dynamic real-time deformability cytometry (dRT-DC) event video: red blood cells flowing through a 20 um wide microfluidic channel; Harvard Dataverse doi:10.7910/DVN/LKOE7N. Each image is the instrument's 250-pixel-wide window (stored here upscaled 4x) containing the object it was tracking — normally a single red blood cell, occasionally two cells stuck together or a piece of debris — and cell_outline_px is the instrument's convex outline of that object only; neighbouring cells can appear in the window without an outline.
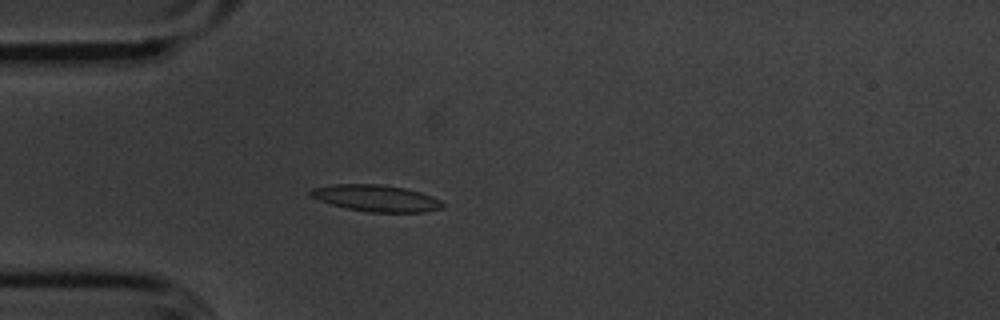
{"species": "common noctule bat (a hibernating species)", "species_latin": "Nyctalus noctula", "temperature_condition": "cold", "stored_images_in_passage": 44, "camera_frame_rate_fps": 3000, "um_per_image_px": 0.085, "animal": {"sex": "male", "body_mass_g": 20.1, "forearm_length_mm": 53.5}, "frame": {"image": 1, "passage_image": 4, "time_ms": 1.0, "image_size_px": [1000, 320], "cell_outline_px": [[444, 208], [428, 212], [368, 212], [348, 208], [332, 204], [308, 196], [308, 192], [312, 188], [336, 184], [380, 184], [404, 188], [420, 192], [432, 196], [440, 200], [444, 204]], "centroid_in_image_um": [31.99, 16.85], "position_along_channel_um": 53.0, "area_um2": 20.46}}
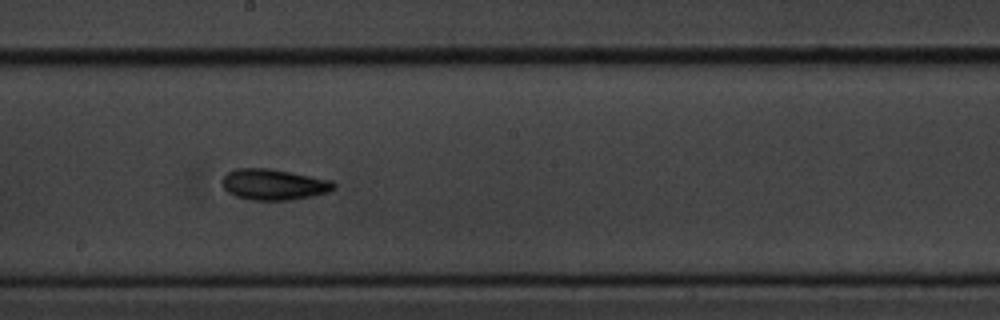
{"frame": {"image": 2, "passage_image": 19, "time_ms": 6.0, "image_size_px": [1000, 320], "cell_outline_px": [[336, 188], [328, 192], [312, 196], [292, 200], [252, 200], [236, 196], [228, 192], [220, 184], [224, 176], [228, 172], [236, 168], [268, 168], [332, 180], [336, 184]], "centroid_in_image_um": [23.27, 15.68], "position_along_channel_um": 224.9, "area_um2": 20.17}}
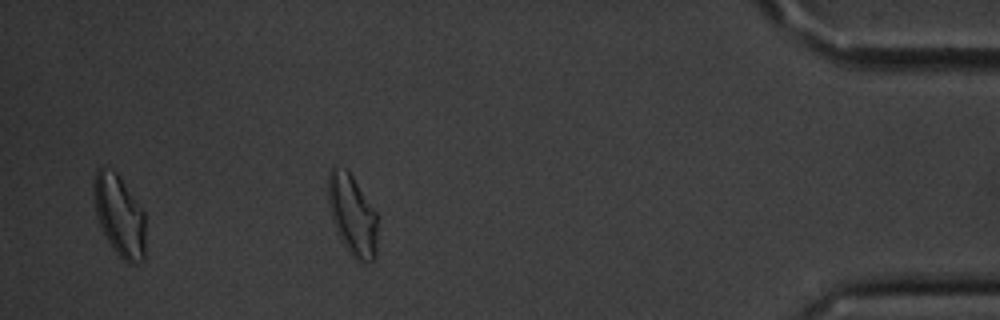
{"frame": {"image": 3, "passage_image": 38, "time_ms": 12.333, "image_size_px": [1000, 320], "cell_outline_px": [[376, 260], [356, 260], [348, 252], [332, 220], [328, 204], [328, 172], [332, 168], [344, 168], [352, 176], [376, 212]], "centroid_in_image_um": [29.94, 18.27], "position_along_channel_um": 405.3, "area_um2": 22.72}, "authors_computed_cell_mechanics": {"area_um2": 20.0277, "velocity_mm_per_s": 3.5787, "shape_relaxation_time_tau1_ms": 3.8875, "shape_relaxation_time_tau2_ms": 2.9906, "deformation_change_tau1": 0.1049, "deformation_change_tau2": 0.1043}}